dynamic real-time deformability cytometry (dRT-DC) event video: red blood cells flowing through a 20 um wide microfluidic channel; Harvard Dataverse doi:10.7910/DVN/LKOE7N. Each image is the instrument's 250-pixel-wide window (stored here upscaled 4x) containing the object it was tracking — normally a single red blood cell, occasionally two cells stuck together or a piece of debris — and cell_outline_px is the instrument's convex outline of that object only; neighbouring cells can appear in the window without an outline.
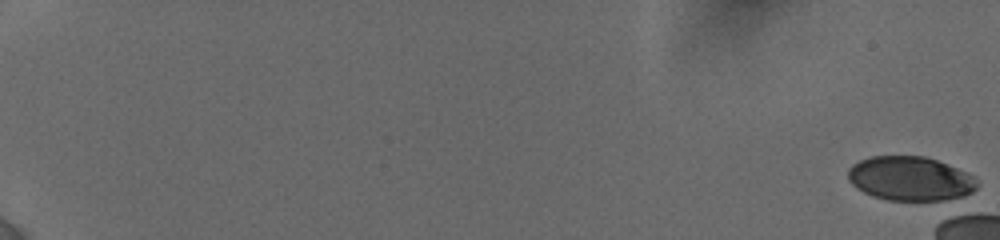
{"species": "human", "species_latin": "Homo sapiens", "temperature_condition": "cold", "stored_images_in_passage": 1, "camera_frame_rate_fps": 3000, "um_per_image_px": 0.085, "donor": {"sex": "female"}, "frame": {"image": 1, "passage_image": 1, "time_ms": 0.0, "image_size_px": [1000, 240], "cell_outline_px": [[980, 184], [972, 192], [956, 200], [888, 200], [872, 196], [856, 188], [848, 180], [848, 168], [852, 164], [860, 160], [872, 156], [924, 156], [948, 164], [968, 172], [976, 176]], "centroid_in_image_um": [77.42, 15.19], "position_along_channel_um": 7.6, "area_um2": 33.76}}